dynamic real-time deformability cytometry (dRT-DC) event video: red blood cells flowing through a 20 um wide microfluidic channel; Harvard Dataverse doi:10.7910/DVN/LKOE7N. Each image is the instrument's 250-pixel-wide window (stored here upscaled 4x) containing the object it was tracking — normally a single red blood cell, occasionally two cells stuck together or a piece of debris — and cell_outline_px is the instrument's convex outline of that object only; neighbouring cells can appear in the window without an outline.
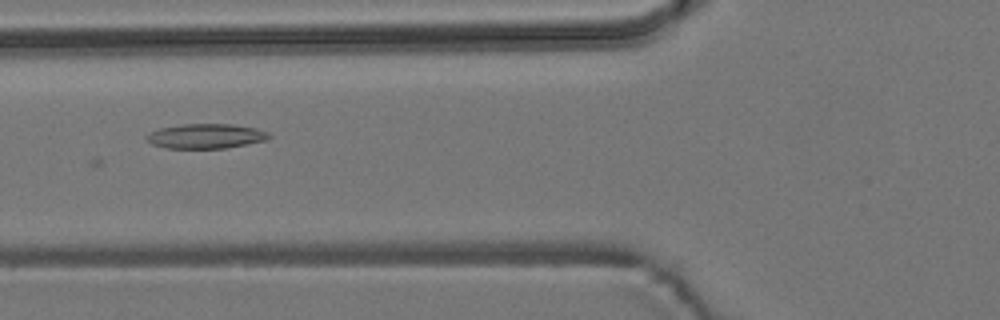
{"species": "common noctule bat (a hibernating species)", "species_latin": "Nyctalus noctula", "temperature_condition": "room temperature", "stored_images_in_passage": 7, "camera_frame_rate_fps": 3000, "um_per_image_px": 0.085, "animal": {"sex": "male", "body_mass_g": 19.2, "forearm_length_mm": 51.8}, "frame": {"image": 1, "passage_image": 4, "time_ms": 3.333, "image_size_px": [1000, 320], "cell_outline_px": [[272, 136], [264, 140], [224, 148], [168, 148], [152, 144], [144, 136], [160, 128], [180, 124], [232, 124], [256, 128], [268, 132]], "centroid_in_image_um": [17.49, 11.56], "position_along_channel_um": 108.3, "area_um2": 17.4}}
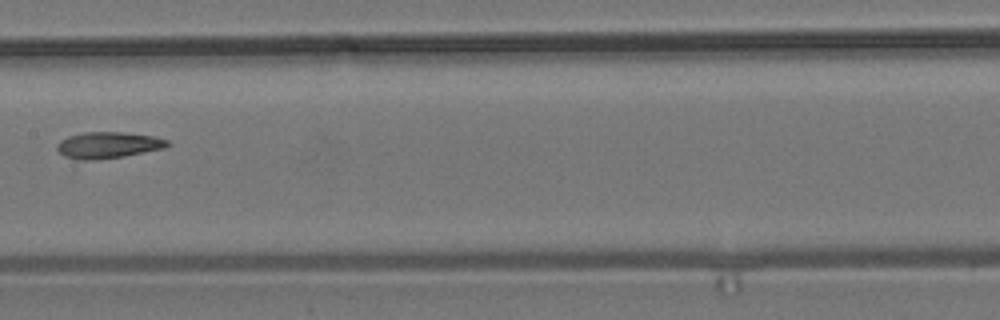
{"frame": {"image": 2, "passage_image": 6, "time_ms": 5.667, "image_size_px": [1000, 320], "cell_outline_px": [[172, 144], [164, 148], [124, 156], [92, 160], [80, 160], [64, 156], [56, 148], [56, 144], [60, 140], [68, 136], [84, 132], [124, 132], [156, 136], [168, 140]], "centroid_in_image_um": [9.2, 12.32], "position_along_channel_um": 198.2, "area_um2": 17.05}}
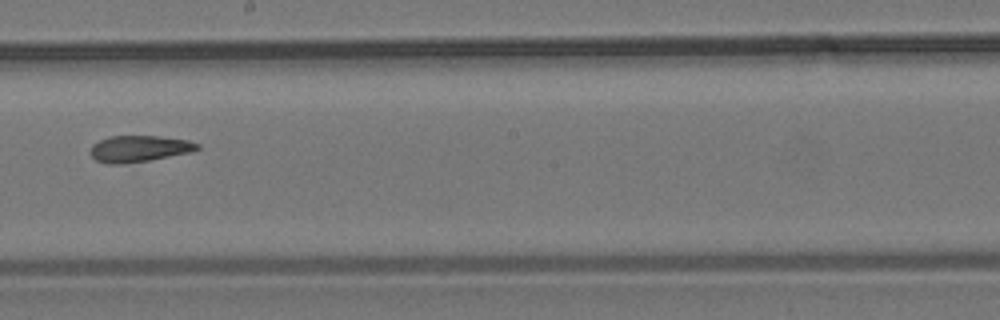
{"frame": {"image": 3, "passage_image": 7, "time_ms": 6.667, "image_size_px": [1000, 320], "cell_outline_px": [[200, 148], [188, 152], [148, 160], [124, 164], [108, 164], [96, 160], [88, 152], [92, 144], [108, 136], [160, 136], [188, 140], [200, 144]], "centroid_in_image_um": [11.77, 12.63], "position_along_channel_um": 236.4, "area_um2": 16.42}}